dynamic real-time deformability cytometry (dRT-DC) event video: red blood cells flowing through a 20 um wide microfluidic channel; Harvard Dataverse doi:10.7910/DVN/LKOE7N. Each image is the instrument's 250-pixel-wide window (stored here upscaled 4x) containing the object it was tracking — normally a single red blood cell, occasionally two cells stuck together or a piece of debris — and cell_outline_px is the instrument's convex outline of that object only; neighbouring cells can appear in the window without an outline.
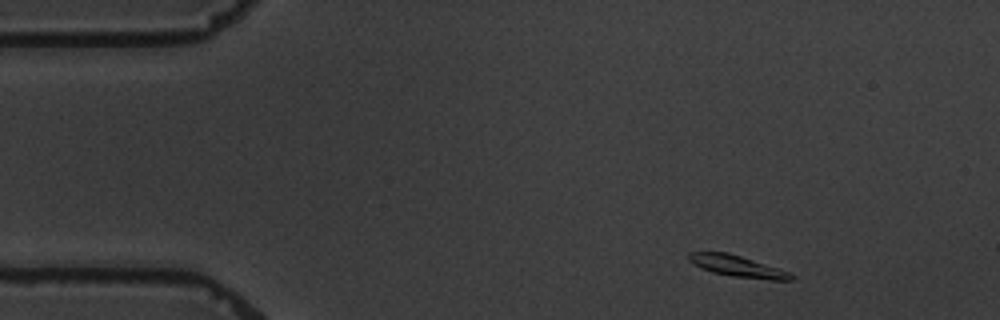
{"species": "common noctule bat (a hibernating species)", "species_latin": "Nyctalus noctula", "temperature_condition": "warm", "stored_images_in_passage": 3, "camera_frame_rate_fps": 3000, "um_per_image_px": 0.085, "animal": {"sex": "male", "body_mass_g": 19.5, "forearm_length_mm": 54.6}, "frame": {"image": 1, "passage_image": 1, "time_ms": 0.0, "image_size_px": [1000, 320], "cell_outline_px": [[792, 280], [772, 280], [732, 276], [712, 272], [700, 268], [692, 264], [688, 260], [688, 252], [728, 252], [788, 272], [792, 276]], "centroid_in_image_um": [62.57, 22.62], "position_along_channel_um": 22.4, "area_um2": 12.43}}